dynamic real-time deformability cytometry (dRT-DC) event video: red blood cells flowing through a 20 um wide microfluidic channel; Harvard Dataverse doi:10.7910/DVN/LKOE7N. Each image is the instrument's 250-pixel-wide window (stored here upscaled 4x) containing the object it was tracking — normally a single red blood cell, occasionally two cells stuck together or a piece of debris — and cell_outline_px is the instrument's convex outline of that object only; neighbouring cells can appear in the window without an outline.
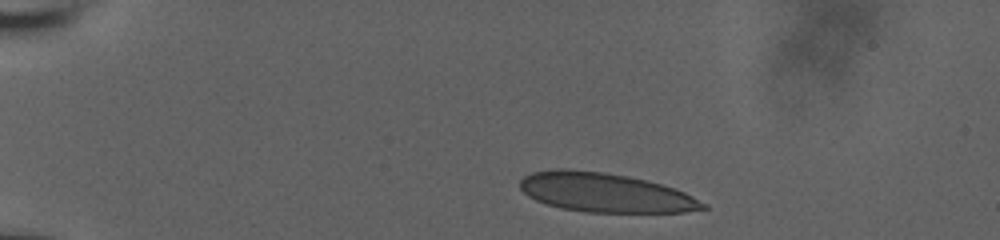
{"species": "human", "species_latin": "Homo sapiens", "temperature_condition": "room temperature", "stored_images_in_passage": 45, "camera_frame_rate_fps": 3000, "um_per_image_px": 0.085, "donor": {"sex": "male"}, "frame": {"image": 1, "passage_image": 1, "time_ms": 0.0, "image_size_px": [1000, 240], "cell_outline_px": [[708, 208], [684, 212], [584, 212], [560, 208], [536, 200], [528, 196], [520, 188], [520, 180], [524, 176], [532, 172], [556, 168], [564, 168], [604, 172], [628, 176], [660, 184], [684, 192], [708, 204]], "centroid_in_image_um": [51.42, 16.37], "position_along_channel_um": 33.6, "area_um2": 41.67}}
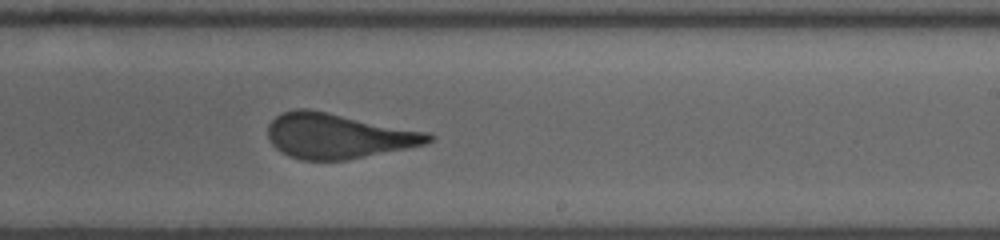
{"frame": {"image": 2, "passage_image": 25, "time_ms": 8.0, "image_size_px": [1000, 240], "cell_outline_px": [[436, 136], [428, 144], [344, 160], [300, 160], [288, 156], [280, 152], [272, 144], [268, 136], [268, 124], [276, 116], [284, 112], [296, 108], [308, 108], [428, 132]], "centroid_in_image_um": [28.72, 11.55], "position_along_channel_um": 260.3, "area_um2": 42.19}}
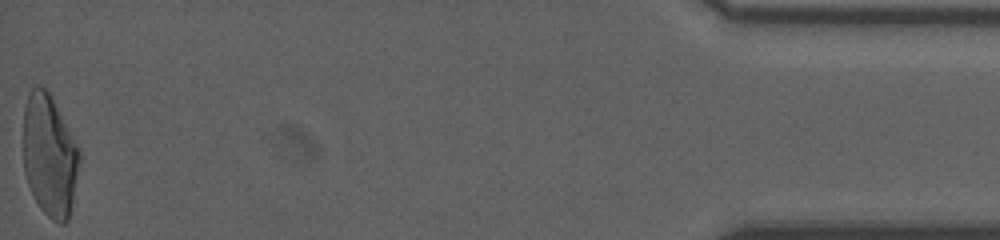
{"frame": {"image": 3, "passage_image": 45, "time_ms": 14.667, "image_size_px": [1000, 240], "cell_outline_px": [[80, 160], [68, 220], [64, 224], [60, 224], [52, 220], [40, 208], [28, 184], [24, 172], [24, 108], [28, 92], [36, 84], [44, 88], [48, 92], [76, 144], [80, 152]], "centroid_in_image_um": [4.19, 13.24], "position_along_channel_um": 431.0, "area_um2": 39.19}, "authors_computed_cell_mechanics": {"area_um2": 42.194, "velocity_mm_per_s": 3.8327, "shape_relaxation_time_tau1_ms": 7.5801, "shape_relaxation_time_tau2_ms": null, "deformation_change_tau1": 0.2114, "deformation_change_tau2": null}}